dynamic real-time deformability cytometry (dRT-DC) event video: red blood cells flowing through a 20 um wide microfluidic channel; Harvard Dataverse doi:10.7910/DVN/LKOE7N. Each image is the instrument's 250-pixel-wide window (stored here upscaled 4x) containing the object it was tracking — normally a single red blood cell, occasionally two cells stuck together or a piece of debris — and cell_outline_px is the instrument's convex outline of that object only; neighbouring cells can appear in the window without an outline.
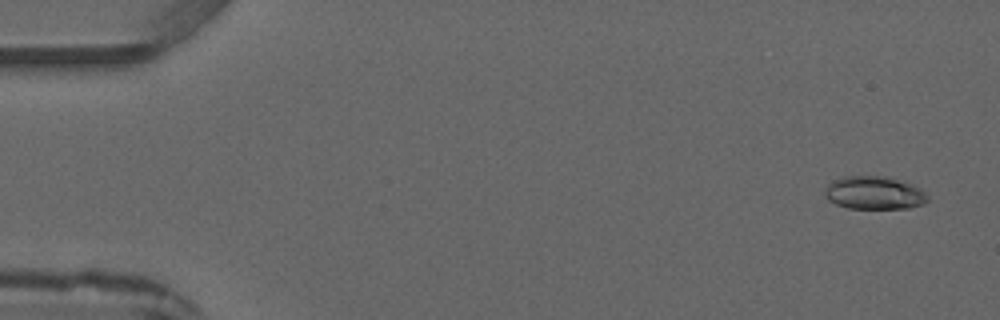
{"species": "common noctule bat (a hibernating species)", "species_latin": "Nyctalus noctula", "temperature_condition": "warm", "stored_images_in_passage": 4, "camera_frame_rate_fps": 3000, "um_per_image_px": 0.085, "animal": {"sex": "male", "forearm_length_mm": 52.5}, "frame": {"image": 1, "passage_image": 1, "time_ms": 0.0, "image_size_px": [1000, 320], "cell_outline_px": [[928, 200], [924, 204], [908, 208], [848, 208], [836, 204], [828, 200], [824, 196], [824, 192], [828, 184], [832, 180], [840, 176], [888, 176], [912, 184], [920, 188], [928, 196]], "centroid_in_image_um": [74.29, 16.38], "position_along_channel_um": 10.7, "area_um2": 20.0}}
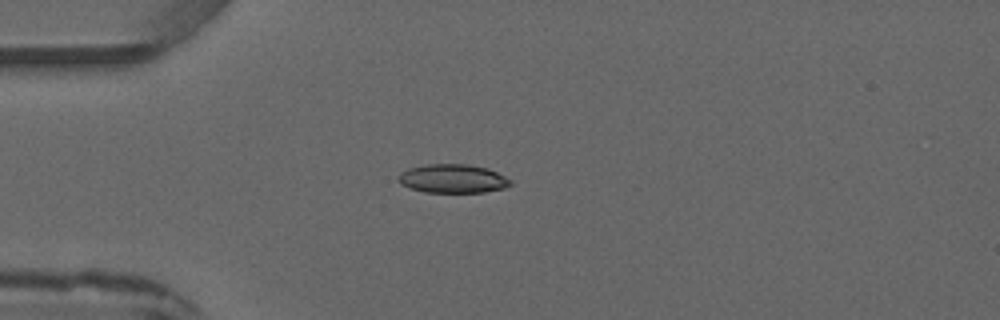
{"frame": {"image": 2, "passage_image": 4, "time_ms": 3.333, "image_size_px": [1000, 320], "cell_outline_px": [[512, 184], [504, 188], [484, 192], [424, 192], [400, 184], [396, 180], [400, 172], [408, 168], [424, 164], [468, 164], [488, 168], [512, 180]], "centroid_in_image_um": [38.46, 15.17], "position_along_channel_um": 46.5, "area_um2": 18.9}}